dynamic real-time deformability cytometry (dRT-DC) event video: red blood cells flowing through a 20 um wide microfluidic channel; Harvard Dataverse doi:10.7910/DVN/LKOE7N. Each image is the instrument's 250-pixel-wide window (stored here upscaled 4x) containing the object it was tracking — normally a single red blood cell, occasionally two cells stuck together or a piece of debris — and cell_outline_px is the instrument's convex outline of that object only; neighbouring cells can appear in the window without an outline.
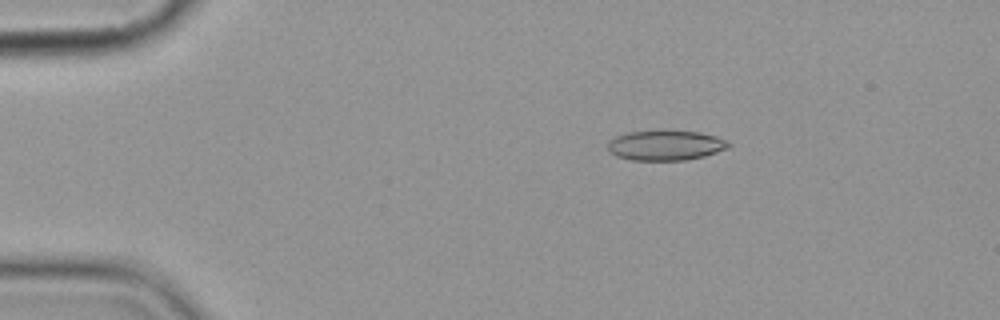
{"species": "common noctule bat (a hibernating species)", "species_latin": "Nyctalus noctula", "temperature_condition": "cold", "stored_images_in_passage": 4, "camera_frame_rate_fps": 3000, "um_per_image_px": 0.085, "animal": {"sex": "female", "body_mass_g": 19.9}, "frame": {"image": 1, "passage_image": 1, "time_ms": 0.0, "image_size_px": [1000, 320], "cell_outline_px": [[732, 144], [728, 148], [704, 156], [684, 160], [632, 160], [616, 156], [608, 152], [608, 140], [616, 136], [628, 132], [700, 132], [716, 136], [728, 140]], "centroid_in_image_um": [56.57, 12.37], "position_along_channel_um": 28.4, "area_um2": 20.87}}
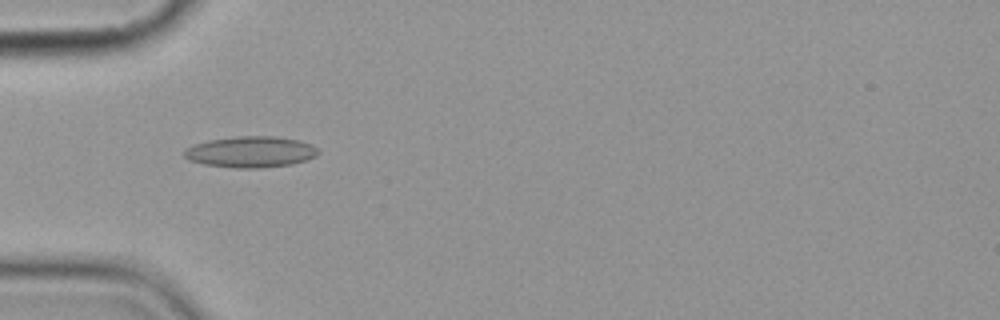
{"frame": {"image": 2, "passage_image": 3, "time_ms": 2.667, "image_size_px": [1000, 320], "cell_outline_px": [[320, 152], [316, 156], [292, 164], [260, 168], [236, 168], [204, 164], [188, 160], [184, 156], [184, 148], [192, 144], [208, 140], [236, 136], [276, 136], [300, 140], [312, 144]], "centroid_in_image_um": [21.29, 12.9], "position_along_channel_um": 63.7, "area_um2": 24.51}}
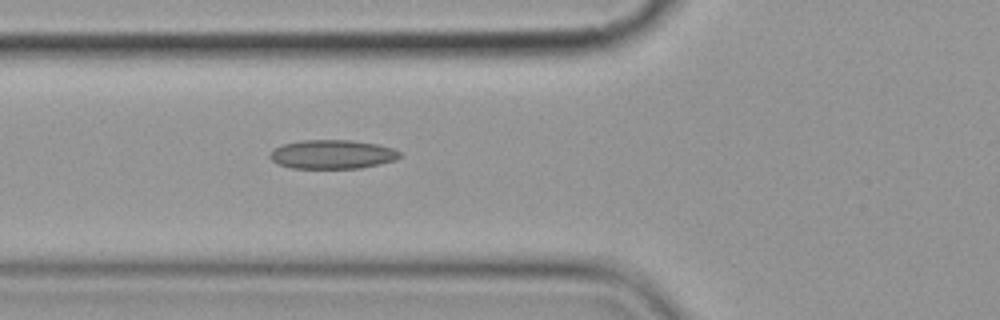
{"frame": {"image": 3, "passage_image": 4, "time_ms": 3.667, "image_size_px": [1000, 320], "cell_outline_px": [[400, 156], [396, 160], [380, 164], [360, 168], [292, 168], [280, 164], [272, 160], [268, 156], [276, 148], [284, 144], [300, 140], [352, 140], [376, 144], [392, 148], [400, 152]], "centroid_in_image_um": [28.27, 13.12], "position_along_channel_um": 97.5, "area_um2": 21.73}}